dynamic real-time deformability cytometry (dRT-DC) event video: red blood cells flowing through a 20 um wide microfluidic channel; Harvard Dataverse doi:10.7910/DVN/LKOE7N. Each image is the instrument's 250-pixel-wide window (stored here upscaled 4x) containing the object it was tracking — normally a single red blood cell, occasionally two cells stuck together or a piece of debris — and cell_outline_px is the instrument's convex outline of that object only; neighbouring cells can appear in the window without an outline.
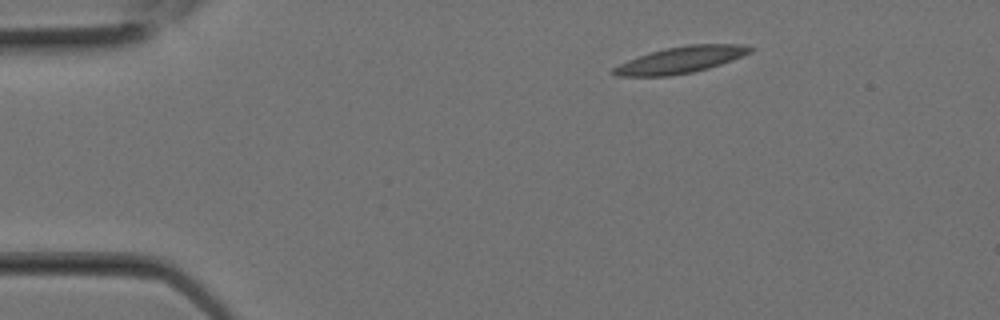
{"species": "Egyptian fruit bat (a non-hibernating species)", "species_latin": "Rousettus aegyptiacus", "temperature_condition": "room temperature", "stored_images_in_passage": 6, "camera_frame_rate_fps": 3000, "um_per_image_px": 0.085, "animal": {"sex": "female"}, "frame": {"image": 1, "passage_image": 1, "time_ms": 0.0, "image_size_px": [1000, 320], "cell_outline_px": [[756, 48], [752, 52], [732, 60], [708, 68], [692, 72], [668, 76], [616, 76], [612, 72], [612, 68], [628, 60], [664, 48], [688, 44], [744, 44]], "centroid_in_image_um": [57.91, 5.08], "position_along_channel_um": 27.1, "area_um2": 21.04}}
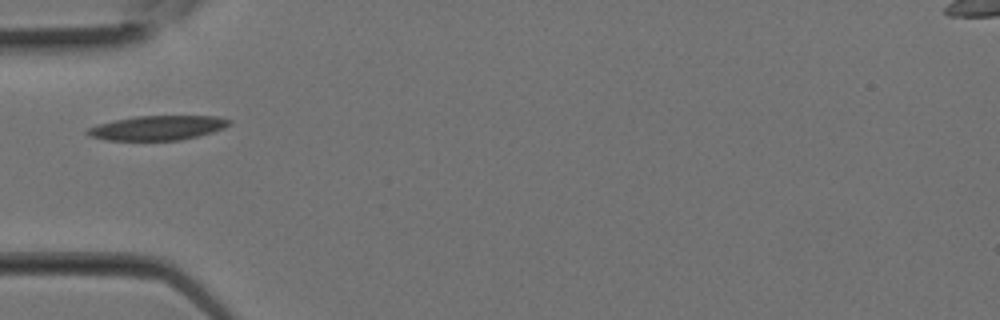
{"frame": {"image": 2, "passage_image": 5, "time_ms": 1.333, "image_size_px": [1000, 320], "cell_outline_px": [[232, 124], [224, 128], [212, 132], [180, 140], [108, 140], [88, 136], [84, 132], [88, 128], [112, 120], [136, 116], [216, 116], [232, 120]], "centroid_in_image_um": [13.39, 10.86], "position_along_channel_um": 71.6, "area_um2": 20.23}}